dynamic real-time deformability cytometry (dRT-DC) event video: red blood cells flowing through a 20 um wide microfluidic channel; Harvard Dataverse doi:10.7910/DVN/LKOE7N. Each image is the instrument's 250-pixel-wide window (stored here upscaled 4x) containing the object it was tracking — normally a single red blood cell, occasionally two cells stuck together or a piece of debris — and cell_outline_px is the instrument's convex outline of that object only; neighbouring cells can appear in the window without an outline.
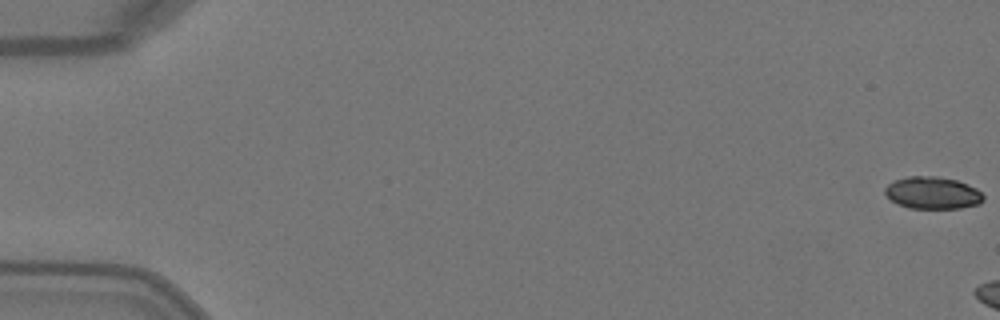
{"species": "Egyptian fruit bat (a non-hibernating species)", "species_latin": "Rousettus aegyptiacus", "temperature_condition": "warm", "stored_images_in_passage": 10, "camera_frame_rate_fps": 3000, "um_per_image_px": 0.085, "animal": {"sex": "female"}, "frame": {"image": 1, "passage_image": 1, "time_ms": 0.0, "image_size_px": [1000, 320], "cell_outline_px": [[984, 200], [980, 204], [960, 208], [908, 208], [892, 200], [884, 192], [884, 188], [888, 184], [896, 180], [908, 176], [936, 176], [956, 180], [968, 184], [976, 188], [984, 196]], "centroid_in_image_um": [79.3, 16.39], "position_along_channel_um": 5.7, "area_um2": 18.38}}